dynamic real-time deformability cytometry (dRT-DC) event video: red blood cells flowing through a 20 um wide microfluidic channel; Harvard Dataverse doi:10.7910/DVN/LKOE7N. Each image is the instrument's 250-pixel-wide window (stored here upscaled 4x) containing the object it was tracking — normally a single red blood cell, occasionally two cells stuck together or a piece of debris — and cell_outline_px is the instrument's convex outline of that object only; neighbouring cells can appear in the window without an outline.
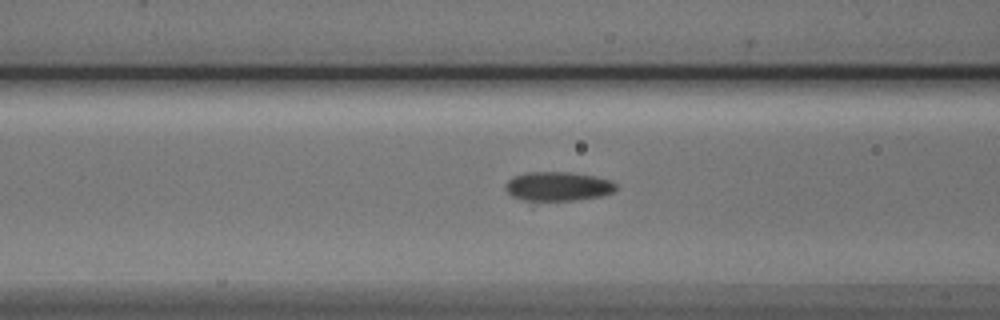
{"species": "Egyptian fruit bat (a non-hibernating species)", "species_latin": "Rousettus aegyptiacus", "temperature_condition": "cold", "stored_images_in_passage": 46, "camera_frame_rate_fps": 3000, "um_per_image_px": 0.085, "animal": {"sex": "male"}, "frame": {"image": 1, "passage_image": 14, "time_ms": 4.333, "image_size_px": [1000, 320], "cell_outline_px": [[616, 188], [612, 192], [600, 196], [532, 208], [512, 196], [504, 188], [508, 180], [512, 176], [524, 172], [568, 172], [596, 176], [612, 180], [616, 184]], "centroid_in_image_um": [47.3, 15.94], "position_along_channel_um": 119.3, "area_um2": 20.58}}
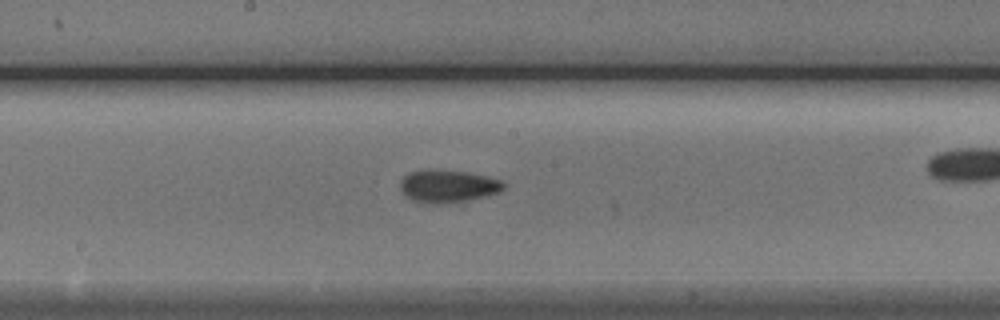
{"frame": {"image": 2, "passage_image": 21, "time_ms": 6.667, "image_size_px": [1000, 320], "cell_outline_px": [[504, 188], [500, 192], [464, 208], [432, 204], [412, 200], [400, 188], [400, 180], [404, 176], [412, 172], [464, 172], [484, 176], [500, 180], [504, 184]], "centroid_in_image_um": [38.22, 15.98], "position_along_channel_um": 210.0, "area_um2": 20.35}}
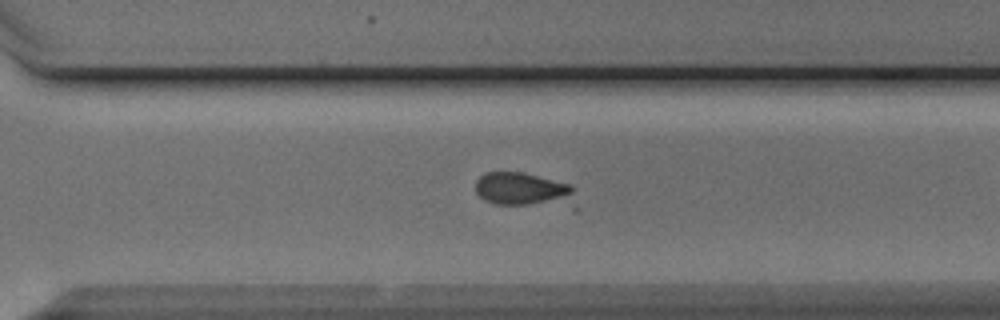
{"frame": {"image": 3, "passage_image": 30, "time_ms": 9.667, "image_size_px": [1000, 320], "cell_outline_px": [[580, 208], [576, 212], [496, 204], [484, 200], [476, 192], [476, 180], [484, 172], [520, 172], [572, 184]], "centroid_in_image_um": [44.77, 16.26], "position_along_channel_um": 325.8, "area_um2": 22.02}, "authors_computed_cell_mechanics": {"area_um2": 18.3515, "velocity_mm_per_s": 3.8976, "shape_relaxation_time_tau1_ms": 2.5593, "shape_relaxation_time_tau2_ms": null, "deformation_change_tau1": 0.096, "deformation_change_tau2": null}}